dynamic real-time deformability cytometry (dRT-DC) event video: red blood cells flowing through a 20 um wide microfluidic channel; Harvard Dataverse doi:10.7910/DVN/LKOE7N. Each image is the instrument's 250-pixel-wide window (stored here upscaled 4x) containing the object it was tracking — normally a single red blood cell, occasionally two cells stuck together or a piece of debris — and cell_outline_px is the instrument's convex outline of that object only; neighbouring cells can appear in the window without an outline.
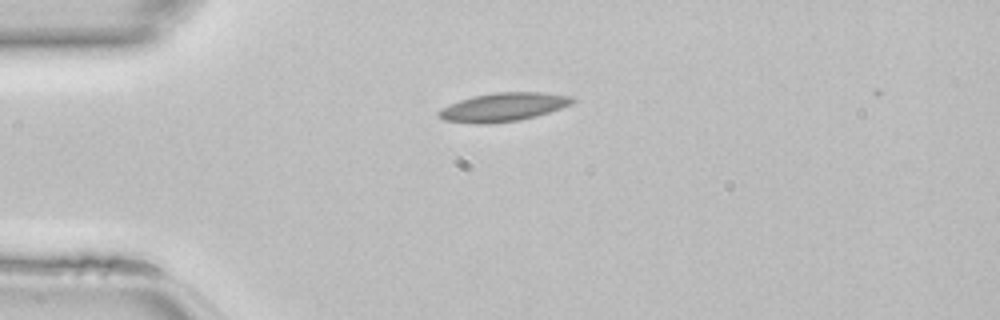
{"species": "common noctule bat (a hibernating species)", "species_latin": "Nyctalus noctula", "temperature_condition": "room temperature", "stored_images_in_passage": 35, "camera_frame_rate_fps": 3000, "um_per_image_px": 0.085, "animal": {"sex": "female", "body_mass_g": 22.7, "forearm_length_mm": 54.2}, "frame": {"image": 1, "passage_image": 1, "time_ms": 0.0, "image_size_px": [1000, 320], "cell_outline_px": [[576, 100], [572, 104], [536, 116], [520, 120], [484, 124], [480, 124], [444, 120], [436, 112], [460, 100], [472, 96], [496, 92], [540, 92], [572, 96]], "centroid_in_image_um": [42.82, 9.09], "position_along_channel_um": 42.2, "area_um2": 21.96}}
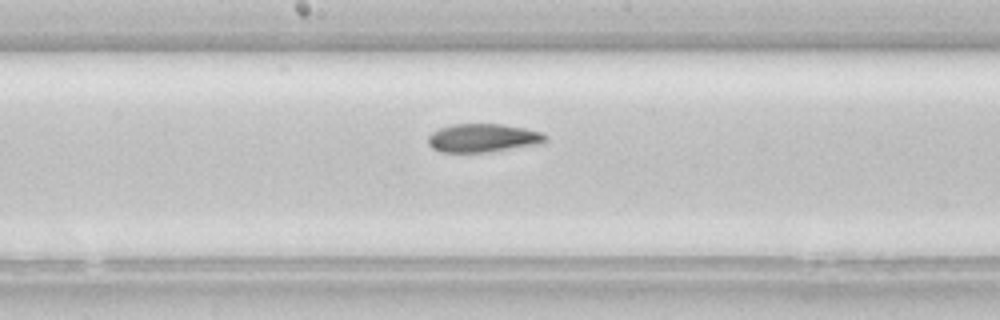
{"frame": {"image": 2, "passage_image": 14, "time_ms": 4.333, "image_size_px": [1000, 320], "cell_outline_px": [[548, 140], [544, 144], [488, 152], [440, 152], [432, 148], [428, 144], [428, 136], [432, 132], [440, 128], [452, 124], [500, 124], [524, 128], [540, 132], [548, 136]], "centroid_in_image_um": [41.08, 11.74], "position_along_channel_um": 207.1, "area_um2": 19.65}}
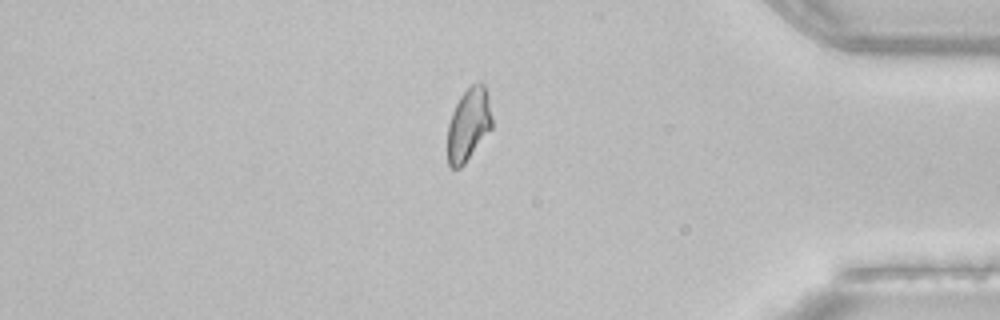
{"frame": {"image": 3, "passage_image": 29, "time_ms": 9.333, "image_size_px": [1000, 320], "cell_outline_px": [[492, 128], [464, 164], [460, 168], [452, 168], [448, 164], [448, 124], [452, 112], [460, 96], [472, 84], [484, 84], [488, 92], [492, 120]], "centroid_in_image_um": [39.83, 10.58], "position_along_channel_um": 395.4, "area_um2": 18.73}}